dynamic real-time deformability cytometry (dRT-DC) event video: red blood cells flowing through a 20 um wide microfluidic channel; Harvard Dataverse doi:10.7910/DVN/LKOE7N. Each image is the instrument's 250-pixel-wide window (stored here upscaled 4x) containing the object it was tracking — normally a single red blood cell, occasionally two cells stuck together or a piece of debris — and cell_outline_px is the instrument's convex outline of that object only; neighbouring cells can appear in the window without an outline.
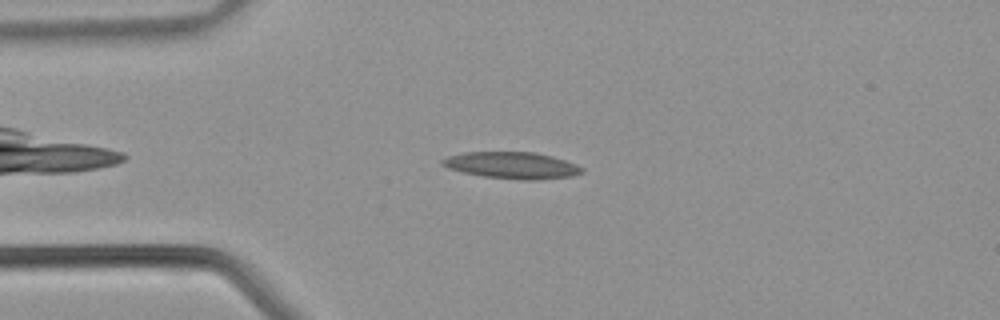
{"species": "common noctule bat (a hibernating species)", "species_latin": "Nyctalus noctula", "temperature_condition": "warm", "stored_images_in_passage": 38, "camera_frame_rate_fps": 3000, "um_per_image_px": 0.085, "animal": {"sex": "male", "body_mass_g": 21.5, "forearm_length_mm": 52.0}, "frame": {"image": 1, "passage_image": 6, "time_ms": 1.667, "image_size_px": [1000, 320], "cell_outline_px": [[584, 172], [568, 176], [532, 180], [528, 180], [484, 176], [464, 172], [448, 168], [440, 164], [440, 160], [448, 156], [464, 152], [532, 152], [552, 156], [576, 164], [584, 168]], "centroid_in_image_um": [43.49, 14.04], "position_along_channel_um": 41.5, "area_um2": 21.39}}
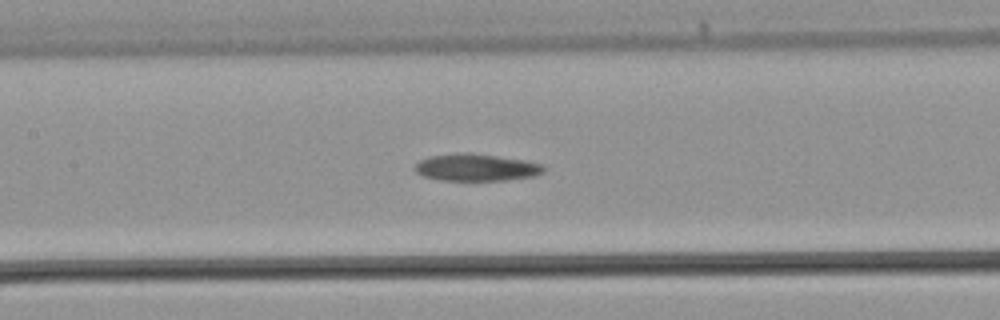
{"frame": {"image": 2, "passage_image": 15, "time_ms": 4.667, "image_size_px": [1000, 320], "cell_outline_px": [[544, 172], [532, 176], [504, 180], [440, 180], [424, 176], [416, 172], [416, 164], [420, 160], [428, 156], [460, 152], [468, 152], [524, 160], [540, 164], [544, 168]], "centroid_in_image_um": [40.44, 14.22], "position_along_channel_um": 167.0, "area_um2": 20.11}}
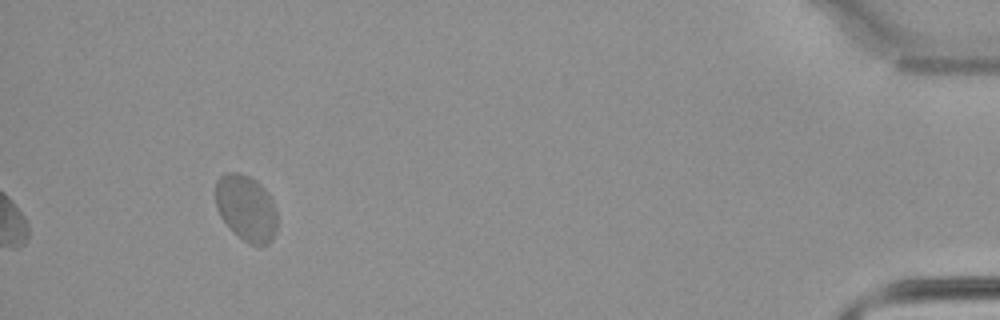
{"frame": {"image": 3, "passage_image": 35, "time_ms": 11.333, "image_size_px": [1000, 320], "cell_outline_px": [[276, 228], [272, 240], [268, 244], [248, 244], [232, 232], [220, 216], [216, 208], [216, 180], [220, 176], [228, 172], [240, 172], [256, 180], [260, 184], [272, 200], [276, 208]], "centroid_in_image_um": [20.9, 17.68], "position_along_channel_um": 414.3, "area_um2": 23.81}}